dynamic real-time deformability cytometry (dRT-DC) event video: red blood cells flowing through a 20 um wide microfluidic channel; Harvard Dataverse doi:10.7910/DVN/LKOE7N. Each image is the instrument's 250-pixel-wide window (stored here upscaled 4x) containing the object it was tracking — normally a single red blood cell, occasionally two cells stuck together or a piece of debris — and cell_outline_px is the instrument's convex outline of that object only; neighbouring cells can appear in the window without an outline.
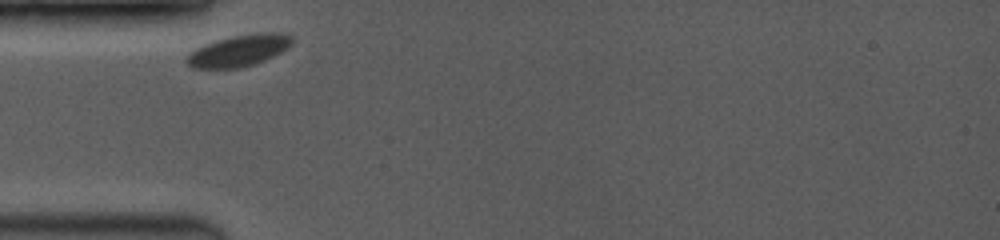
{"species": "common noctule bat (a hibernating species)", "species_latin": "Nyctalus noctula", "temperature_condition": "room temperature", "stored_images_in_passage": 37, "camera_frame_rate_fps": 3500, "um_per_image_px": 0.085, "animal": {"sex": "female", "body_mass_g": 19.0, "forearm_length_mm": 53.3}, "frame": {"image": 1, "passage_image": 1, "time_ms": 0.0, "image_size_px": [1000, 240], "cell_outline_px": [[292, 44], [288, 48], [264, 60], [240, 68], [192, 68], [184, 60], [196, 48], [204, 44], [236, 36], [256, 32], [280, 32], [292, 36]], "centroid_in_image_um": [20.33, 4.3], "position_along_channel_um": 64.7, "area_um2": 19.07}}
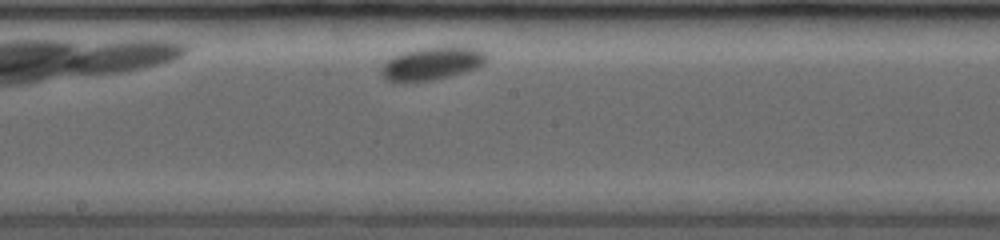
{"frame": {"image": 2, "passage_image": 18, "time_ms": 4.286, "image_size_px": [1000, 240], "cell_outline_px": [[488, 60], [484, 64], [476, 68], [464, 72], [432, 80], [400, 84], [396, 84], [384, 80], [380, 76], [380, 68], [392, 56], [416, 48], [480, 48], [488, 52]], "centroid_in_image_um": [36.66, 5.44], "position_along_channel_um": 211.5, "area_um2": 20.52}}
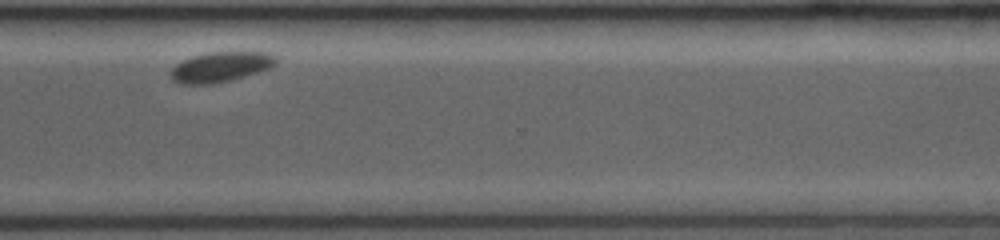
{"frame": {"image": 3, "passage_image": 36, "time_ms": 8.286, "image_size_px": [1000, 240], "cell_outline_px": [[276, 64], [268, 68], [232, 80], [212, 84], [180, 84], [172, 80], [168, 76], [168, 72], [180, 60], [204, 52], [268, 52], [276, 56]], "centroid_in_image_um": [18.67, 5.68], "position_along_channel_um": 351.9, "area_um2": 18.73}}